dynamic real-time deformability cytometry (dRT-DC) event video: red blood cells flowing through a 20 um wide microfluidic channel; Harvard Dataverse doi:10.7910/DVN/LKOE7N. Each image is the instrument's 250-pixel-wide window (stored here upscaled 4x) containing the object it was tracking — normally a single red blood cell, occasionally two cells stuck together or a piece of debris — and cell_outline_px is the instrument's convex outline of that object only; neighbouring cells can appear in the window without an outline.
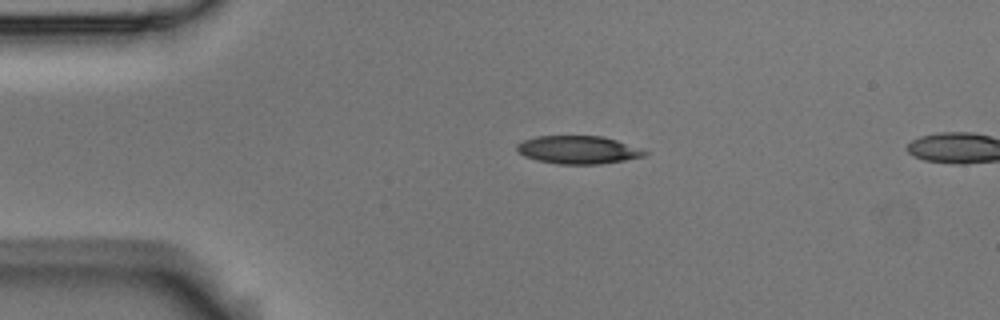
{"species": "Egyptian fruit bat (a non-hibernating species)", "species_latin": "Rousettus aegyptiacus", "temperature_condition": "room temperature", "stored_images_in_passage": 2, "camera_frame_rate_fps": 3000, "um_per_image_px": 0.085, "animal": {"sex": "male"}, "frame": {"image": 1, "passage_image": 1, "time_ms": 0.0, "image_size_px": [1000, 320], "cell_outline_px": [[648, 152], [644, 156], [624, 160], [600, 164], [560, 164], [536, 160], [524, 156], [516, 148], [516, 144], [524, 140], [536, 136], [604, 136], [616, 140]], "centroid_in_image_um": [49.1, 12.73], "position_along_channel_um": 35.9, "area_um2": 20.63}}